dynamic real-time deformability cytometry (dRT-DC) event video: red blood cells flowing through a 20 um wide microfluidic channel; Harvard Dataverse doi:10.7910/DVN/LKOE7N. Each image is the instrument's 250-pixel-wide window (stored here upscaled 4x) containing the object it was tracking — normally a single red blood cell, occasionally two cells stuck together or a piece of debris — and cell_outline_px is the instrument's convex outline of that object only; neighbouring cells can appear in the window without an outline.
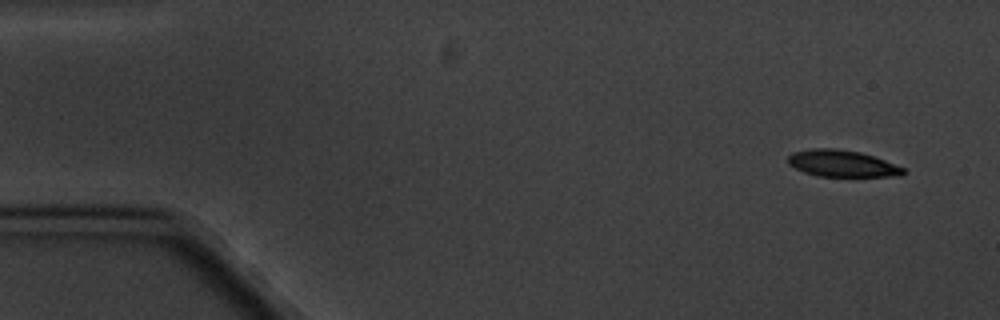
{"species": "common noctule bat (a hibernating species)", "species_latin": "Nyctalus noctula", "temperature_condition": "cold", "stored_images_in_passage": 5, "camera_frame_rate_fps": 3000, "um_per_image_px": 0.085, "animal": {"sex": "male", "body_mass_g": 20.1, "forearm_length_mm": 53.5}, "frame": {"image": 1, "passage_image": 1, "time_ms": 0.0, "image_size_px": [1000, 320], "cell_outline_px": [[908, 172], [900, 176], [816, 176], [804, 172], [788, 164], [788, 156], [792, 152], [812, 148], [836, 148], [860, 152], [884, 160], [904, 168]], "centroid_in_image_um": [71.56, 13.89], "position_along_channel_um": 13.4, "area_um2": 17.92}}
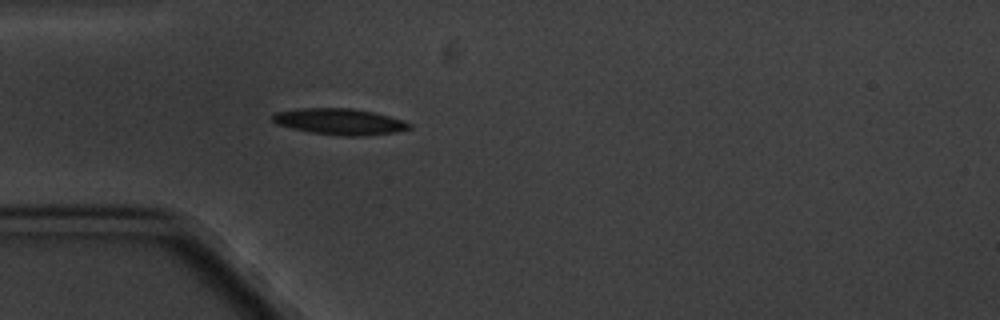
{"frame": {"image": 2, "passage_image": 5, "time_ms": 4.333, "image_size_px": [1000, 320], "cell_outline_px": [[412, 128], [396, 132], [364, 136], [344, 136], [308, 132], [276, 124], [272, 120], [272, 116], [276, 112], [300, 108], [352, 108], [372, 112], [404, 120], [412, 124]], "centroid_in_image_um": [28.88, 10.34], "position_along_channel_um": 56.1, "area_um2": 20.92}}